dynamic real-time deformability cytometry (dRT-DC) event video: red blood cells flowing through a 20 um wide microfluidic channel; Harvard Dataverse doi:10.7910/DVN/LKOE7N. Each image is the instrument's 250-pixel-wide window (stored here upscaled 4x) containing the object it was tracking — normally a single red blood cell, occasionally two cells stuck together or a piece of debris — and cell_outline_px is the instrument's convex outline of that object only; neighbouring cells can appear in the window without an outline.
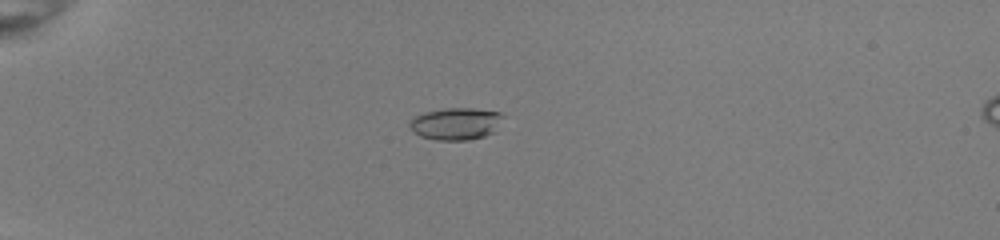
{"species": "common noctule bat (a hibernating species)", "species_latin": "Nyctalus noctula", "temperature_condition": "room temperature", "stored_images_in_passage": 38, "camera_frame_rate_fps": 3000, "um_per_image_px": 0.085, "animal": {"sex": "female", "body_mass_g": 22.0, "forearm_length_mm": 56.7}, "frame": {"image": 1, "passage_image": 1, "time_ms": 0.0, "image_size_px": [1000, 240], "cell_outline_px": [[504, 116], [496, 132], [484, 136], [468, 140], [436, 140], [420, 136], [412, 132], [408, 124], [416, 116], [424, 112], [444, 108], [476, 108], [500, 112]], "centroid_in_image_um": [38.77, 10.51], "position_along_channel_um": 46.2, "area_um2": 17.74}}
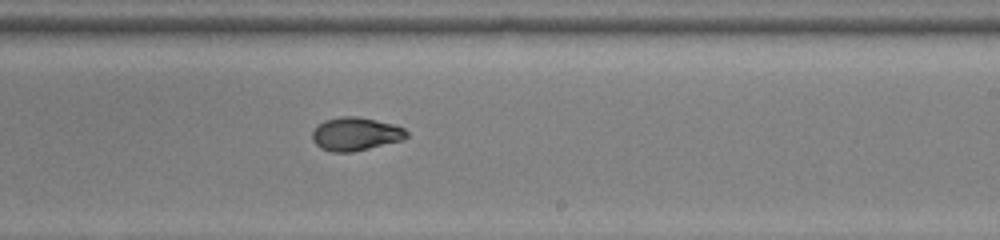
{"frame": {"image": 2, "passage_image": 20, "time_ms": 6.333, "image_size_px": [1000, 240], "cell_outline_px": [[408, 136], [404, 140], [352, 152], [332, 152], [320, 148], [312, 140], [312, 132], [324, 120], [340, 116], [356, 116], [376, 120], [392, 124], [404, 128], [408, 132]], "centroid_in_image_um": [30.23, 11.39], "position_along_channel_um": 258.8, "area_um2": 18.32}}
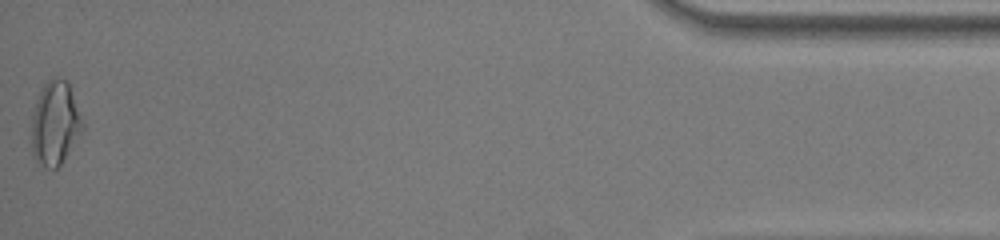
{"frame": {"image": 3, "passage_image": 38, "time_ms": 12.333, "image_size_px": [1000, 240], "cell_outline_px": [[84, 128], [60, 164], [56, 168], [44, 168], [32, 156], [32, 116], [36, 100], [44, 84], [48, 80], [56, 76], [68, 80], [84, 124]], "centroid_in_image_um": [4.68, 10.45], "position_along_channel_um": 430.5, "area_um2": 24.85}, "authors_computed_cell_mechanics": {"area_um2": 18.0625, "velocity_mm_per_s": 4.0218, "shape_relaxation_time_tau1_ms": 4.815, "shape_relaxation_time_tau2_ms": 0.9331, "deformation_change_tau1": 0.2065, "deformation_change_tau2": 0.0518}}